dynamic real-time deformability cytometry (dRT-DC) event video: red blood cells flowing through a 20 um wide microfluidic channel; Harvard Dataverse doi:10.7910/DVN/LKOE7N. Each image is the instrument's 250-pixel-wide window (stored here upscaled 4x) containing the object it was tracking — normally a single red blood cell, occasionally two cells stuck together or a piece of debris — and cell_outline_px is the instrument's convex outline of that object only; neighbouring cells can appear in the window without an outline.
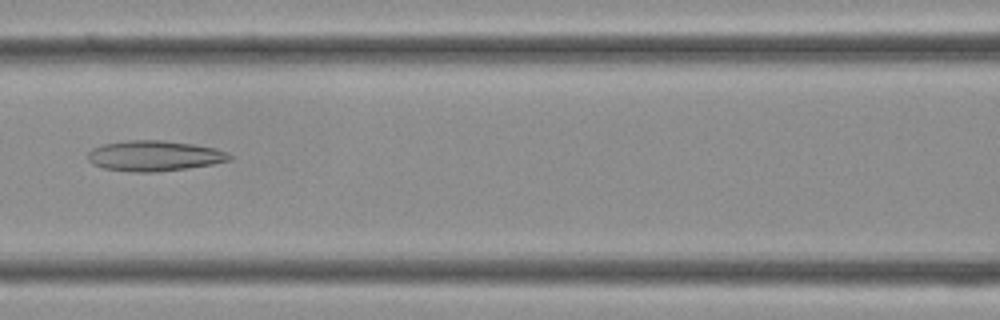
{"species": "Egyptian fruit bat (a non-hibernating species)", "species_latin": "Rousettus aegyptiacus", "temperature_condition": "cold", "stored_images_in_passage": 35, "camera_frame_rate_fps": 3000, "um_per_image_px": 0.085, "frame": {"image": 1, "passage_image": 15, "time_ms": 4.667, "image_size_px": [1000, 320], "cell_outline_px": [[232, 160], [212, 164], [188, 168], [156, 172], [132, 172], [104, 168], [92, 164], [88, 160], [88, 152], [92, 148], [104, 144], [128, 140], [164, 140], [192, 144], [216, 148], [232, 156]], "centroid_in_image_um": [13.1, 13.25], "position_along_channel_um": 153.5, "area_um2": 25.14}}
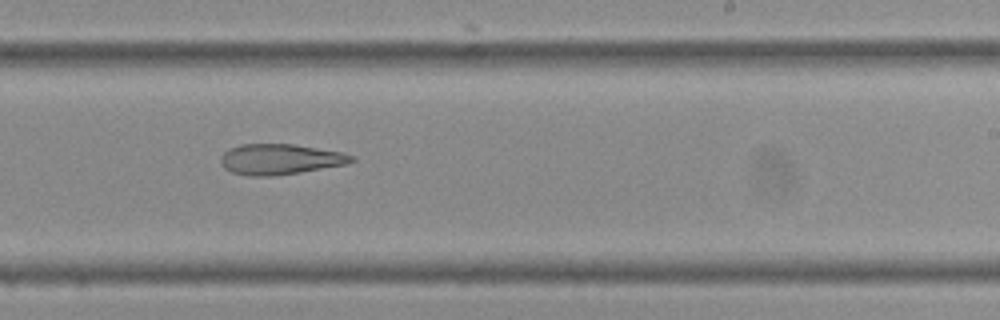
{"frame": {"image": 2, "passage_image": 21, "time_ms": 6.667, "image_size_px": [1000, 320], "cell_outline_px": [[356, 160], [344, 164], [300, 172], [272, 176], [248, 176], [232, 172], [224, 168], [220, 164], [220, 156], [228, 148], [240, 144], [292, 144], [340, 152], [356, 156]], "centroid_in_image_um": [23.74, 13.53], "position_along_channel_um": 265.3, "area_um2": 23.24}}
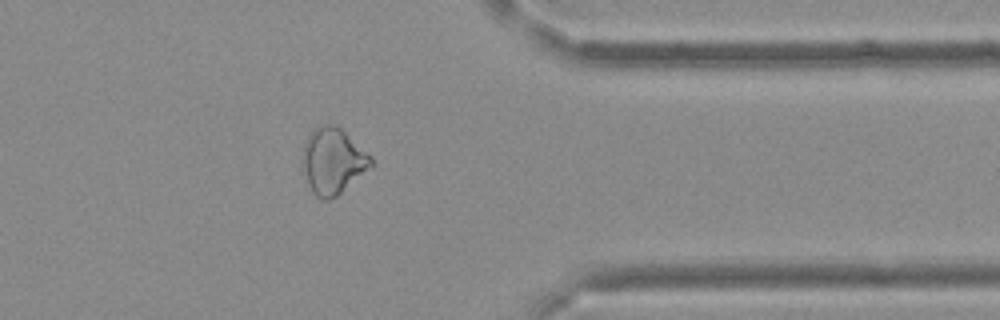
{"frame": {"image": 3, "passage_image": 28, "time_ms": 9.0, "image_size_px": [1000, 320], "cell_outline_px": [[376, 164], [372, 168], [336, 196], [328, 200], [324, 200], [316, 196], [312, 192], [300, 168], [300, 160], [304, 144], [308, 136], [320, 124], [336, 124], [372, 156]], "centroid_in_image_um": [28.29, 13.69], "position_along_channel_um": 383.1, "area_um2": 26.93}}